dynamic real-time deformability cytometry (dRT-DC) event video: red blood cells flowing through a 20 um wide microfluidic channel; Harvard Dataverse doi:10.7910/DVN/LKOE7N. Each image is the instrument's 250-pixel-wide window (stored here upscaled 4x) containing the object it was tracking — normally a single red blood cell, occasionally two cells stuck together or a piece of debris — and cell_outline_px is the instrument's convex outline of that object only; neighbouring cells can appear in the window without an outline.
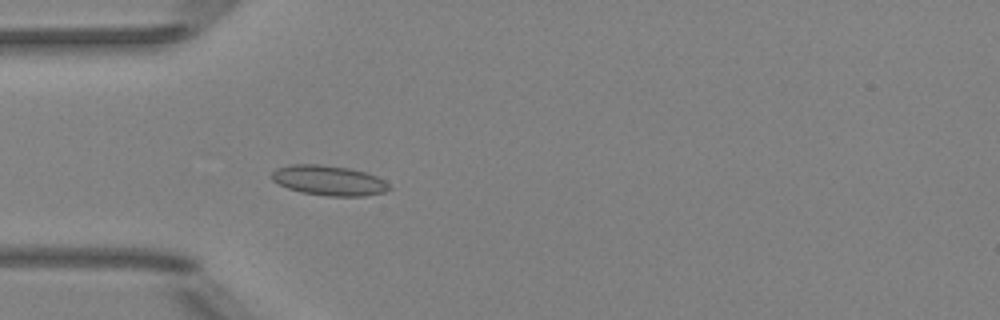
{"species": "Egyptian fruit bat (a non-hibernating species)", "species_latin": "Rousettus aegyptiacus", "temperature_condition": "room temperature", "stored_images_in_passage": 51, "camera_frame_rate_fps": 3000, "um_per_image_px": 0.085, "animal": {"sex": "female"}, "frame": {"image": 1, "passage_image": 15, "time_ms": 4.667, "image_size_px": [1000, 320], "cell_outline_px": [[392, 188], [384, 192], [364, 196], [328, 196], [300, 192], [288, 188], [272, 180], [272, 172], [276, 168], [292, 164], [320, 164], [348, 168], [364, 172], [376, 176], [384, 180]], "centroid_in_image_um": [27.95, 15.34], "position_along_channel_um": 57.1, "area_um2": 20.46}}
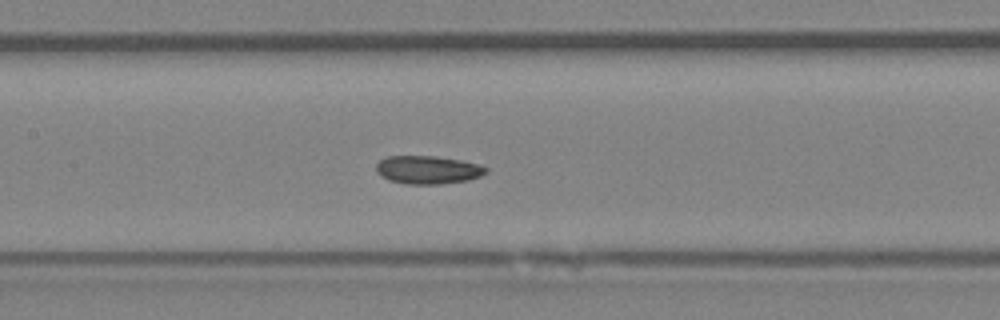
{"frame": {"image": 2, "passage_image": 24, "time_ms": 7.667, "image_size_px": [1000, 320], "cell_outline_px": [[488, 172], [480, 176], [468, 180], [440, 184], [404, 184], [388, 180], [380, 176], [376, 172], [376, 164], [380, 160], [388, 156], [436, 156], [460, 160], [480, 164], [488, 168]], "centroid_in_image_um": [36.36, 14.44], "position_along_channel_um": 171.0, "area_um2": 18.21}}
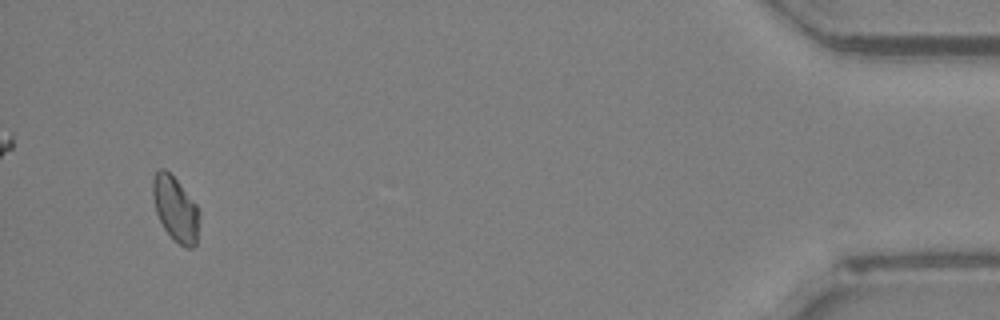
{"frame": {"image": 3, "passage_image": 49, "time_ms": 16.0, "image_size_px": [1000, 320], "cell_outline_px": [[200, 212], [196, 244], [192, 248], [184, 248], [164, 228], [156, 212], [152, 196], [152, 180], [156, 172], [160, 168], [164, 168], [180, 184], [196, 204]], "centroid_in_image_um": [14.92, 17.75], "position_along_channel_um": 420.3, "area_um2": 17.4}, "authors_computed_cell_mechanics": {"area_um2": 17.9758, "velocity_mm_per_s": 3.9356, "shape_relaxation_time_tau1_ms": 4.9902, "shape_relaxation_time_tau2_ms": 3.0173, "deformation_change_tau1": 0.1072, "deformation_change_tau2": 0.0706}}